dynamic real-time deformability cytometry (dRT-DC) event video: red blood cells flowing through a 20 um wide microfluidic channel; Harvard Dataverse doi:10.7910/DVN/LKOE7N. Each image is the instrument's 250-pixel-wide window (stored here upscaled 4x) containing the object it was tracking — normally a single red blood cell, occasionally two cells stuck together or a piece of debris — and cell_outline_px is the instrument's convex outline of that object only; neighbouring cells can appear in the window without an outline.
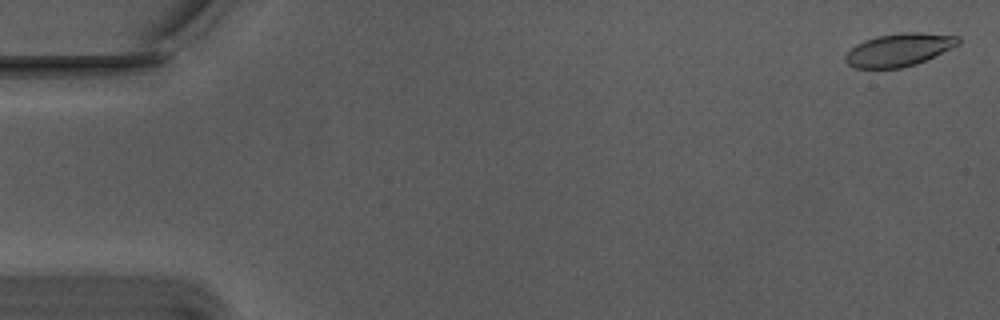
{"species": "Egyptian fruit bat (a non-hibernating species)", "species_latin": "Rousettus aegyptiacus", "temperature_condition": "warm", "stored_images_in_passage": 9, "camera_frame_rate_fps": 3000, "um_per_image_px": 0.085, "animal": {"sex": "male"}, "frame": {"image": 1, "passage_image": 2, "time_ms": 0.333, "image_size_px": [1000, 320], "cell_outline_px": [[960, 44], [952, 48], [916, 64], [900, 68], [856, 68], [848, 64], [844, 60], [844, 56], [856, 44], [864, 40], [876, 36], [900, 32], [920, 32], [960, 36]], "centroid_in_image_um": [76.42, 4.22], "position_along_channel_um": 8.6, "area_um2": 21.68}}